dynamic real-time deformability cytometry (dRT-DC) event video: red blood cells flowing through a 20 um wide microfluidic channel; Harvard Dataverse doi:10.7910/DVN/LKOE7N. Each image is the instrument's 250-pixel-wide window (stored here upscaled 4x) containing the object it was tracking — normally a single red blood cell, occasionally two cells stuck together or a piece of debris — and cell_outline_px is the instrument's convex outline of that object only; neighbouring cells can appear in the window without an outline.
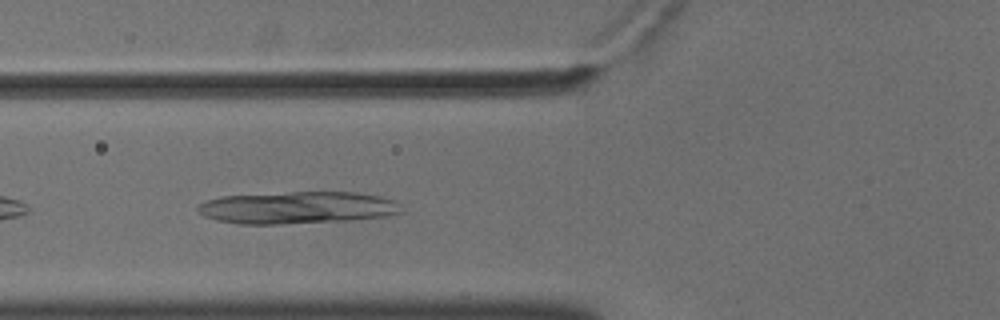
{"species": "common noctule bat (a hibernating species)", "species_latin": "Nyctalus noctula", "temperature_condition": "cold", "stored_images_in_passage": 39, "camera_frame_rate_fps": 3000, "um_per_image_px": 0.085, "animal": {"sex": "male", "body_mass_g": 18.8}, "frame": {"image": 1, "passage_image": 5, "time_ms": 1.333, "image_size_px": [1000, 320], "cell_outline_px": [[400, 212], [384, 216], [352, 220], [280, 224], [236, 224], [216, 220], [204, 216], [196, 208], [200, 204], [208, 200], [220, 196], [292, 192], [356, 192], [380, 196], [396, 200]], "centroid_in_image_um": [25.25, 17.65], "position_along_channel_um": 100.6, "area_um2": 38.09}}
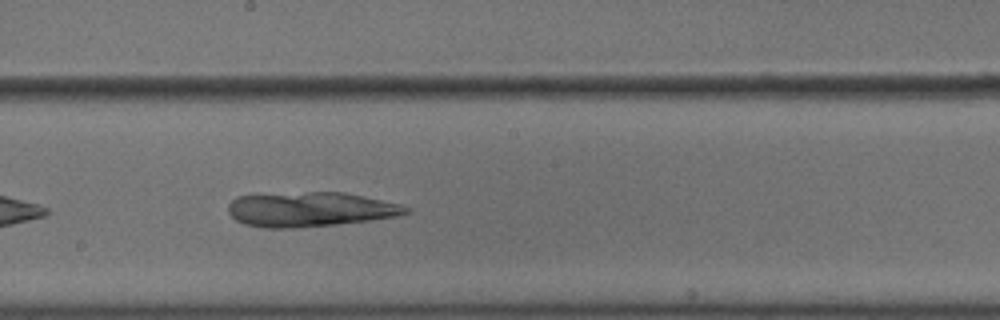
{"frame": {"image": 2, "passage_image": 15, "time_ms": 4.667, "image_size_px": [1000, 320], "cell_outline_px": [[412, 212], [396, 216], [368, 220], [336, 224], [292, 228], [264, 228], [244, 224], [236, 220], [228, 212], [228, 204], [236, 196], [308, 192], [344, 192], [364, 196], [400, 204], [412, 208]], "centroid_in_image_um": [26.37, 17.8], "position_along_channel_um": 221.8, "area_um2": 35.78}}
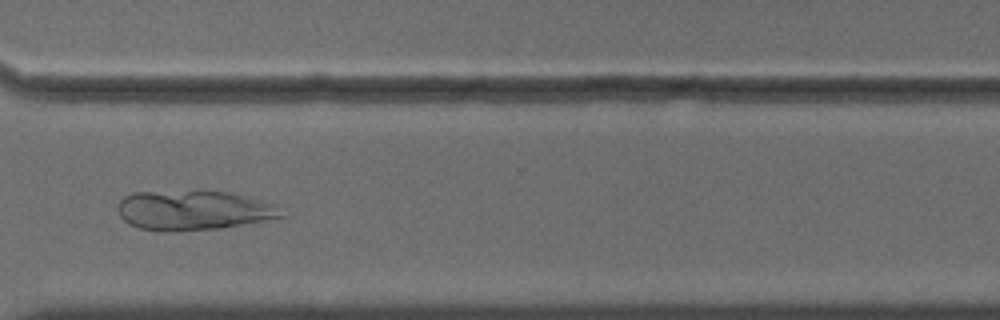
{"frame": {"image": 3, "passage_image": 26, "time_ms": 8.333, "image_size_px": [1000, 320], "cell_outline_px": [[292, 216], [220, 228], [168, 232], [164, 232], [140, 228], [128, 224], [120, 216], [116, 208], [120, 200], [124, 196], [132, 192], [224, 192], [284, 204], [292, 212]], "centroid_in_image_um": [16.62, 17.89], "position_along_channel_um": 354.0, "area_um2": 38.61}}